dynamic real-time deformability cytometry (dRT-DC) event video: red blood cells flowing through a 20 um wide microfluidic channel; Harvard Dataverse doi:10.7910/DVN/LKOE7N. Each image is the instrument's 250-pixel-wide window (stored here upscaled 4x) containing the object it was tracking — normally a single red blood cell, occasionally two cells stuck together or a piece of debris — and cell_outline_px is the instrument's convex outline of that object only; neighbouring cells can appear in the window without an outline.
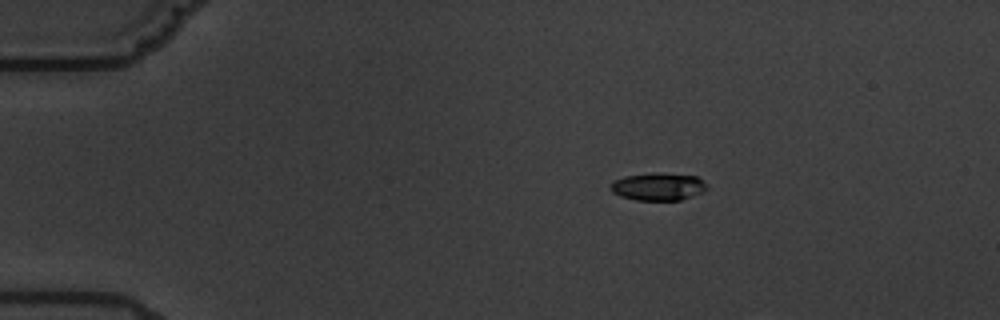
{"species": "common noctule bat (a hibernating species)", "species_latin": "Nyctalus noctula", "temperature_condition": "warm", "stored_images_in_passage": 4, "camera_frame_rate_fps": 3000, "um_per_image_px": 0.085, "animal": {"sex": "male", "body_mass_g": 19.5, "forearm_length_mm": 54.6}, "frame": {"image": 1, "passage_image": 4, "time_ms": 3.667, "image_size_px": [1000, 320], "cell_outline_px": [[708, 188], [704, 192], [680, 200], [636, 200], [620, 196], [612, 192], [612, 180], [624, 176], [656, 172], [696, 176], [708, 184]], "centroid_in_image_um": [55.97, 15.86], "position_along_channel_um": 29.0, "area_um2": 15.61}}